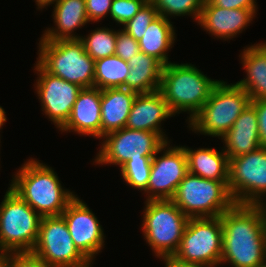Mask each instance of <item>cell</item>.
<instances>
[{
  "mask_svg": "<svg viewBox=\"0 0 266 267\" xmlns=\"http://www.w3.org/2000/svg\"><path fill=\"white\" fill-rule=\"evenodd\" d=\"M6 267H49L33 252L8 253Z\"/></svg>",
  "mask_w": 266,
  "mask_h": 267,
  "instance_id": "cell-33",
  "label": "cell"
},
{
  "mask_svg": "<svg viewBox=\"0 0 266 267\" xmlns=\"http://www.w3.org/2000/svg\"><path fill=\"white\" fill-rule=\"evenodd\" d=\"M94 87L101 90L107 88H124L125 79L130 67L127 61L117 55H111L95 61Z\"/></svg>",
  "mask_w": 266,
  "mask_h": 267,
  "instance_id": "cell-26",
  "label": "cell"
},
{
  "mask_svg": "<svg viewBox=\"0 0 266 267\" xmlns=\"http://www.w3.org/2000/svg\"><path fill=\"white\" fill-rule=\"evenodd\" d=\"M141 1H143L145 4L151 2V0H141Z\"/></svg>",
  "mask_w": 266,
  "mask_h": 267,
  "instance_id": "cell-41",
  "label": "cell"
},
{
  "mask_svg": "<svg viewBox=\"0 0 266 267\" xmlns=\"http://www.w3.org/2000/svg\"><path fill=\"white\" fill-rule=\"evenodd\" d=\"M35 63L37 79L33 86L41 110L59 130L68 120L82 87L48 73L37 61Z\"/></svg>",
  "mask_w": 266,
  "mask_h": 267,
  "instance_id": "cell-14",
  "label": "cell"
},
{
  "mask_svg": "<svg viewBox=\"0 0 266 267\" xmlns=\"http://www.w3.org/2000/svg\"><path fill=\"white\" fill-rule=\"evenodd\" d=\"M153 157H139L129 159L121 167V176L127 186L145 191L151 172V162Z\"/></svg>",
  "mask_w": 266,
  "mask_h": 267,
  "instance_id": "cell-29",
  "label": "cell"
},
{
  "mask_svg": "<svg viewBox=\"0 0 266 267\" xmlns=\"http://www.w3.org/2000/svg\"><path fill=\"white\" fill-rule=\"evenodd\" d=\"M86 14L89 22H99L105 17H108L111 10L113 0H85Z\"/></svg>",
  "mask_w": 266,
  "mask_h": 267,
  "instance_id": "cell-34",
  "label": "cell"
},
{
  "mask_svg": "<svg viewBox=\"0 0 266 267\" xmlns=\"http://www.w3.org/2000/svg\"><path fill=\"white\" fill-rule=\"evenodd\" d=\"M223 227L219 217L189 218L175 258L209 267H220Z\"/></svg>",
  "mask_w": 266,
  "mask_h": 267,
  "instance_id": "cell-9",
  "label": "cell"
},
{
  "mask_svg": "<svg viewBox=\"0 0 266 267\" xmlns=\"http://www.w3.org/2000/svg\"><path fill=\"white\" fill-rule=\"evenodd\" d=\"M228 160L245 155L261 147L255 107L249 103L233 126L221 136Z\"/></svg>",
  "mask_w": 266,
  "mask_h": 267,
  "instance_id": "cell-19",
  "label": "cell"
},
{
  "mask_svg": "<svg viewBox=\"0 0 266 267\" xmlns=\"http://www.w3.org/2000/svg\"><path fill=\"white\" fill-rule=\"evenodd\" d=\"M174 116L159 90L141 93L135 97L125 127L131 130L156 132L166 142H170L161 125L165 119Z\"/></svg>",
  "mask_w": 266,
  "mask_h": 267,
  "instance_id": "cell-17",
  "label": "cell"
},
{
  "mask_svg": "<svg viewBox=\"0 0 266 267\" xmlns=\"http://www.w3.org/2000/svg\"><path fill=\"white\" fill-rule=\"evenodd\" d=\"M220 80L211 79L189 63L170 62L163 67L159 91L174 115L189 114L187 123L200 112Z\"/></svg>",
  "mask_w": 266,
  "mask_h": 267,
  "instance_id": "cell-3",
  "label": "cell"
},
{
  "mask_svg": "<svg viewBox=\"0 0 266 267\" xmlns=\"http://www.w3.org/2000/svg\"><path fill=\"white\" fill-rule=\"evenodd\" d=\"M78 251L93 264L105 245L102 225L85 201L76 196L61 214Z\"/></svg>",
  "mask_w": 266,
  "mask_h": 267,
  "instance_id": "cell-15",
  "label": "cell"
},
{
  "mask_svg": "<svg viewBox=\"0 0 266 267\" xmlns=\"http://www.w3.org/2000/svg\"><path fill=\"white\" fill-rule=\"evenodd\" d=\"M173 22L158 15L148 26L139 41L140 51L159 60L164 66L170 63L168 53L174 47L176 30Z\"/></svg>",
  "mask_w": 266,
  "mask_h": 267,
  "instance_id": "cell-25",
  "label": "cell"
},
{
  "mask_svg": "<svg viewBox=\"0 0 266 267\" xmlns=\"http://www.w3.org/2000/svg\"><path fill=\"white\" fill-rule=\"evenodd\" d=\"M52 11L55 27L44 30L39 41L80 39L76 30L90 23L85 0H58Z\"/></svg>",
  "mask_w": 266,
  "mask_h": 267,
  "instance_id": "cell-20",
  "label": "cell"
},
{
  "mask_svg": "<svg viewBox=\"0 0 266 267\" xmlns=\"http://www.w3.org/2000/svg\"><path fill=\"white\" fill-rule=\"evenodd\" d=\"M212 5L224 9H249L257 10V0H208Z\"/></svg>",
  "mask_w": 266,
  "mask_h": 267,
  "instance_id": "cell-36",
  "label": "cell"
},
{
  "mask_svg": "<svg viewBox=\"0 0 266 267\" xmlns=\"http://www.w3.org/2000/svg\"><path fill=\"white\" fill-rule=\"evenodd\" d=\"M41 218L8 187L0 203V249L8 253L32 252Z\"/></svg>",
  "mask_w": 266,
  "mask_h": 267,
  "instance_id": "cell-8",
  "label": "cell"
},
{
  "mask_svg": "<svg viewBox=\"0 0 266 267\" xmlns=\"http://www.w3.org/2000/svg\"><path fill=\"white\" fill-rule=\"evenodd\" d=\"M157 16L158 13L154 5L151 2L146 3L121 29L139 42L143 33H146L148 26Z\"/></svg>",
  "mask_w": 266,
  "mask_h": 267,
  "instance_id": "cell-30",
  "label": "cell"
},
{
  "mask_svg": "<svg viewBox=\"0 0 266 267\" xmlns=\"http://www.w3.org/2000/svg\"><path fill=\"white\" fill-rule=\"evenodd\" d=\"M170 144L171 142H166L152 158L147 189L142 192L146 194L145 201L171 200L179 183L188 173L184 148L181 145L170 146Z\"/></svg>",
  "mask_w": 266,
  "mask_h": 267,
  "instance_id": "cell-13",
  "label": "cell"
},
{
  "mask_svg": "<svg viewBox=\"0 0 266 267\" xmlns=\"http://www.w3.org/2000/svg\"><path fill=\"white\" fill-rule=\"evenodd\" d=\"M256 267H266V263L259 265V266H256Z\"/></svg>",
  "mask_w": 266,
  "mask_h": 267,
  "instance_id": "cell-43",
  "label": "cell"
},
{
  "mask_svg": "<svg viewBox=\"0 0 266 267\" xmlns=\"http://www.w3.org/2000/svg\"><path fill=\"white\" fill-rule=\"evenodd\" d=\"M264 208L265 216H266V204L262 205Z\"/></svg>",
  "mask_w": 266,
  "mask_h": 267,
  "instance_id": "cell-42",
  "label": "cell"
},
{
  "mask_svg": "<svg viewBox=\"0 0 266 267\" xmlns=\"http://www.w3.org/2000/svg\"><path fill=\"white\" fill-rule=\"evenodd\" d=\"M205 0H151V3L161 15L168 20L172 16H189L198 22ZM170 16V17H169Z\"/></svg>",
  "mask_w": 266,
  "mask_h": 267,
  "instance_id": "cell-28",
  "label": "cell"
},
{
  "mask_svg": "<svg viewBox=\"0 0 266 267\" xmlns=\"http://www.w3.org/2000/svg\"><path fill=\"white\" fill-rule=\"evenodd\" d=\"M161 261H164L165 267H209L204 266L201 264H194L190 262H183L174 256H168L160 259Z\"/></svg>",
  "mask_w": 266,
  "mask_h": 267,
  "instance_id": "cell-37",
  "label": "cell"
},
{
  "mask_svg": "<svg viewBox=\"0 0 266 267\" xmlns=\"http://www.w3.org/2000/svg\"><path fill=\"white\" fill-rule=\"evenodd\" d=\"M37 62L50 74L82 88L94 87L95 61L79 39L39 41Z\"/></svg>",
  "mask_w": 266,
  "mask_h": 267,
  "instance_id": "cell-5",
  "label": "cell"
},
{
  "mask_svg": "<svg viewBox=\"0 0 266 267\" xmlns=\"http://www.w3.org/2000/svg\"><path fill=\"white\" fill-rule=\"evenodd\" d=\"M228 191L235 204H266V148L229 159Z\"/></svg>",
  "mask_w": 266,
  "mask_h": 267,
  "instance_id": "cell-10",
  "label": "cell"
},
{
  "mask_svg": "<svg viewBox=\"0 0 266 267\" xmlns=\"http://www.w3.org/2000/svg\"><path fill=\"white\" fill-rule=\"evenodd\" d=\"M145 3L141 0H113L110 10V18L116 24L124 26L130 21Z\"/></svg>",
  "mask_w": 266,
  "mask_h": 267,
  "instance_id": "cell-31",
  "label": "cell"
},
{
  "mask_svg": "<svg viewBox=\"0 0 266 267\" xmlns=\"http://www.w3.org/2000/svg\"><path fill=\"white\" fill-rule=\"evenodd\" d=\"M32 252L49 267H89L92 264L75 247L62 215L41 218Z\"/></svg>",
  "mask_w": 266,
  "mask_h": 267,
  "instance_id": "cell-12",
  "label": "cell"
},
{
  "mask_svg": "<svg viewBox=\"0 0 266 267\" xmlns=\"http://www.w3.org/2000/svg\"><path fill=\"white\" fill-rule=\"evenodd\" d=\"M140 52L139 42L134 40L133 37L127 34L124 30H117L116 49L115 55L128 61Z\"/></svg>",
  "mask_w": 266,
  "mask_h": 267,
  "instance_id": "cell-32",
  "label": "cell"
},
{
  "mask_svg": "<svg viewBox=\"0 0 266 267\" xmlns=\"http://www.w3.org/2000/svg\"><path fill=\"white\" fill-rule=\"evenodd\" d=\"M256 110L261 147L266 148V99L251 100Z\"/></svg>",
  "mask_w": 266,
  "mask_h": 267,
  "instance_id": "cell-35",
  "label": "cell"
},
{
  "mask_svg": "<svg viewBox=\"0 0 266 267\" xmlns=\"http://www.w3.org/2000/svg\"><path fill=\"white\" fill-rule=\"evenodd\" d=\"M239 57L246 76L236 82L250 100L266 99V42L244 47Z\"/></svg>",
  "mask_w": 266,
  "mask_h": 267,
  "instance_id": "cell-21",
  "label": "cell"
},
{
  "mask_svg": "<svg viewBox=\"0 0 266 267\" xmlns=\"http://www.w3.org/2000/svg\"><path fill=\"white\" fill-rule=\"evenodd\" d=\"M258 10L249 9H224L204 1L203 8L197 25L220 40H231L245 31Z\"/></svg>",
  "mask_w": 266,
  "mask_h": 267,
  "instance_id": "cell-16",
  "label": "cell"
},
{
  "mask_svg": "<svg viewBox=\"0 0 266 267\" xmlns=\"http://www.w3.org/2000/svg\"><path fill=\"white\" fill-rule=\"evenodd\" d=\"M221 264L256 267L266 263V216L262 205L234 204L221 216Z\"/></svg>",
  "mask_w": 266,
  "mask_h": 267,
  "instance_id": "cell-1",
  "label": "cell"
},
{
  "mask_svg": "<svg viewBox=\"0 0 266 267\" xmlns=\"http://www.w3.org/2000/svg\"><path fill=\"white\" fill-rule=\"evenodd\" d=\"M117 31L108 27H98L79 39L85 52L94 60L115 55Z\"/></svg>",
  "mask_w": 266,
  "mask_h": 267,
  "instance_id": "cell-27",
  "label": "cell"
},
{
  "mask_svg": "<svg viewBox=\"0 0 266 267\" xmlns=\"http://www.w3.org/2000/svg\"><path fill=\"white\" fill-rule=\"evenodd\" d=\"M103 139V140H102ZM100 141L93 164L121 167L129 159L154 157L166 141L156 132L131 130L126 127L110 132Z\"/></svg>",
  "mask_w": 266,
  "mask_h": 267,
  "instance_id": "cell-11",
  "label": "cell"
},
{
  "mask_svg": "<svg viewBox=\"0 0 266 267\" xmlns=\"http://www.w3.org/2000/svg\"><path fill=\"white\" fill-rule=\"evenodd\" d=\"M34 1L37 5V9L41 11L42 9H45L48 6L55 4L58 0H34Z\"/></svg>",
  "mask_w": 266,
  "mask_h": 267,
  "instance_id": "cell-38",
  "label": "cell"
},
{
  "mask_svg": "<svg viewBox=\"0 0 266 267\" xmlns=\"http://www.w3.org/2000/svg\"><path fill=\"white\" fill-rule=\"evenodd\" d=\"M250 102L249 94L238 84L220 80L188 128L196 134L220 139Z\"/></svg>",
  "mask_w": 266,
  "mask_h": 267,
  "instance_id": "cell-4",
  "label": "cell"
},
{
  "mask_svg": "<svg viewBox=\"0 0 266 267\" xmlns=\"http://www.w3.org/2000/svg\"><path fill=\"white\" fill-rule=\"evenodd\" d=\"M171 200L188 218L219 217L235 202L228 181H216L188 172Z\"/></svg>",
  "mask_w": 266,
  "mask_h": 267,
  "instance_id": "cell-7",
  "label": "cell"
},
{
  "mask_svg": "<svg viewBox=\"0 0 266 267\" xmlns=\"http://www.w3.org/2000/svg\"><path fill=\"white\" fill-rule=\"evenodd\" d=\"M57 175L52 167L30 158L12 176L9 188L41 217L59 216L77 194L65 189Z\"/></svg>",
  "mask_w": 266,
  "mask_h": 267,
  "instance_id": "cell-2",
  "label": "cell"
},
{
  "mask_svg": "<svg viewBox=\"0 0 266 267\" xmlns=\"http://www.w3.org/2000/svg\"><path fill=\"white\" fill-rule=\"evenodd\" d=\"M5 122H7L6 112H5L4 108H2V106H0V130H2V128H3L2 126H4ZM0 139H1V137H0Z\"/></svg>",
  "mask_w": 266,
  "mask_h": 267,
  "instance_id": "cell-39",
  "label": "cell"
},
{
  "mask_svg": "<svg viewBox=\"0 0 266 267\" xmlns=\"http://www.w3.org/2000/svg\"><path fill=\"white\" fill-rule=\"evenodd\" d=\"M141 231L156 258L173 256L189 218L172 200H149L144 202Z\"/></svg>",
  "mask_w": 266,
  "mask_h": 267,
  "instance_id": "cell-6",
  "label": "cell"
},
{
  "mask_svg": "<svg viewBox=\"0 0 266 267\" xmlns=\"http://www.w3.org/2000/svg\"><path fill=\"white\" fill-rule=\"evenodd\" d=\"M7 258H8V252L2 251L0 249V267H6Z\"/></svg>",
  "mask_w": 266,
  "mask_h": 267,
  "instance_id": "cell-40",
  "label": "cell"
},
{
  "mask_svg": "<svg viewBox=\"0 0 266 267\" xmlns=\"http://www.w3.org/2000/svg\"><path fill=\"white\" fill-rule=\"evenodd\" d=\"M62 133L74 132L81 136L101 139V89L82 88L72 107L66 123L59 129Z\"/></svg>",
  "mask_w": 266,
  "mask_h": 267,
  "instance_id": "cell-18",
  "label": "cell"
},
{
  "mask_svg": "<svg viewBox=\"0 0 266 267\" xmlns=\"http://www.w3.org/2000/svg\"><path fill=\"white\" fill-rule=\"evenodd\" d=\"M182 147L187 156L188 172L205 179L228 181L229 160L222 147L219 151L208 147L197 149Z\"/></svg>",
  "mask_w": 266,
  "mask_h": 267,
  "instance_id": "cell-24",
  "label": "cell"
},
{
  "mask_svg": "<svg viewBox=\"0 0 266 267\" xmlns=\"http://www.w3.org/2000/svg\"><path fill=\"white\" fill-rule=\"evenodd\" d=\"M127 62L130 71L125 79V89L137 94L159 90L164 67L159 60L140 51Z\"/></svg>",
  "mask_w": 266,
  "mask_h": 267,
  "instance_id": "cell-23",
  "label": "cell"
},
{
  "mask_svg": "<svg viewBox=\"0 0 266 267\" xmlns=\"http://www.w3.org/2000/svg\"><path fill=\"white\" fill-rule=\"evenodd\" d=\"M136 95L124 88L101 90V138L125 127Z\"/></svg>",
  "mask_w": 266,
  "mask_h": 267,
  "instance_id": "cell-22",
  "label": "cell"
}]
</instances>
